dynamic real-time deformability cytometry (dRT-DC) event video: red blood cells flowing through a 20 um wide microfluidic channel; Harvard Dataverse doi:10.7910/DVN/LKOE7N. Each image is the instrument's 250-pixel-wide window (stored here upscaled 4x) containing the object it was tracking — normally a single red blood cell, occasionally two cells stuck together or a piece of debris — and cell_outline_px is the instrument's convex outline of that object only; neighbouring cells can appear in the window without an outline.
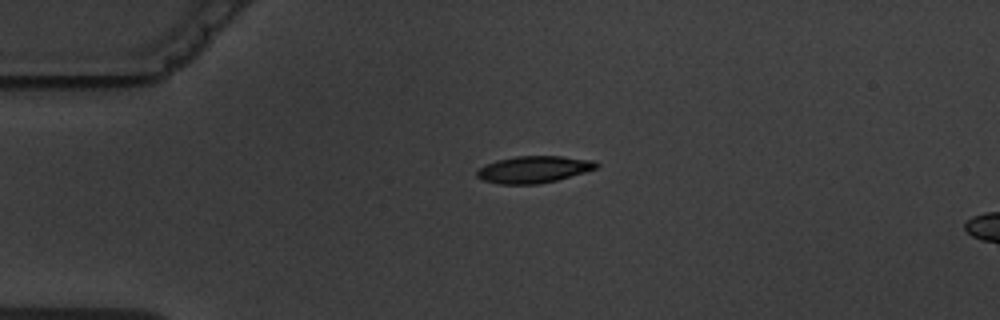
{"species": "common noctule bat (a hibernating species)", "species_latin": "Nyctalus noctula", "temperature_condition": "warm", "stored_images_in_passage": 2, "camera_frame_rate_fps": 3000, "um_per_image_px": 0.085, "animal": {"sex": "male", "body_mass_g": 19.5, "forearm_length_mm": 54.6}, "frame": {"image": 1, "passage_image": 1, "time_ms": 0.0, "image_size_px": [1000, 320], "cell_outline_px": [[600, 164], [596, 168], [584, 172], [556, 180], [536, 184], [500, 184], [484, 180], [476, 176], [476, 172], [484, 164], [496, 160], [516, 156], [560, 156], [592, 160]], "centroid_in_image_um": [45.33, 14.39], "position_along_channel_um": 39.7, "area_um2": 18.55}}